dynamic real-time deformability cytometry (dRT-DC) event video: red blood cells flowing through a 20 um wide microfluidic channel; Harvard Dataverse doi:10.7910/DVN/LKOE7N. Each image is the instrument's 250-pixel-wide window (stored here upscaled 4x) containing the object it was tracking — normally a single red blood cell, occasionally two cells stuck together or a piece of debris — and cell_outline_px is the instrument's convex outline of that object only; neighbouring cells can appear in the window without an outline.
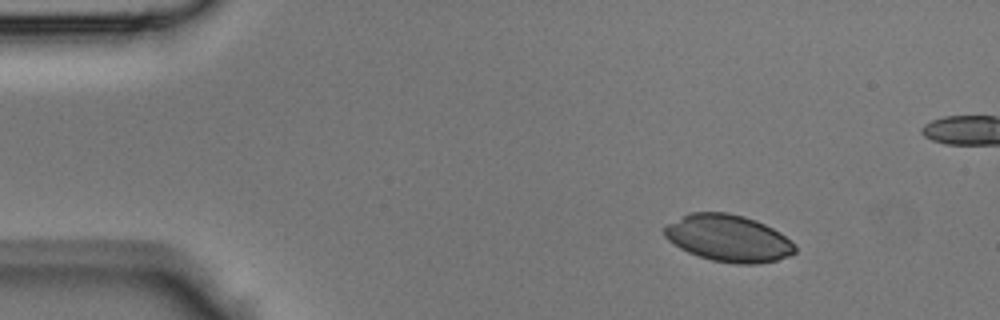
{"species": "Egyptian fruit bat (a non-hibernating species)", "species_latin": "Rousettus aegyptiacus", "temperature_condition": "room temperature", "stored_images_in_passage": 35, "camera_frame_rate_fps": 3000, "um_per_image_px": 0.085, "animal": {"sex": "male"}, "frame": {"image": 1, "passage_image": 1, "time_ms": 0.0, "image_size_px": [1000, 320], "cell_outline_px": [[796, 252], [788, 256], [776, 260], [756, 264], [736, 264], [712, 260], [688, 252], [680, 248], [668, 240], [664, 236], [664, 228], [668, 224], [688, 212], [728, 212], [744, 216], [756, 220], [780, 232], [796, 244]], "centroid_in_image_um": [61.92, 20.24], "position_along_channel_um": 23.1, "area_um2": 35.72}}